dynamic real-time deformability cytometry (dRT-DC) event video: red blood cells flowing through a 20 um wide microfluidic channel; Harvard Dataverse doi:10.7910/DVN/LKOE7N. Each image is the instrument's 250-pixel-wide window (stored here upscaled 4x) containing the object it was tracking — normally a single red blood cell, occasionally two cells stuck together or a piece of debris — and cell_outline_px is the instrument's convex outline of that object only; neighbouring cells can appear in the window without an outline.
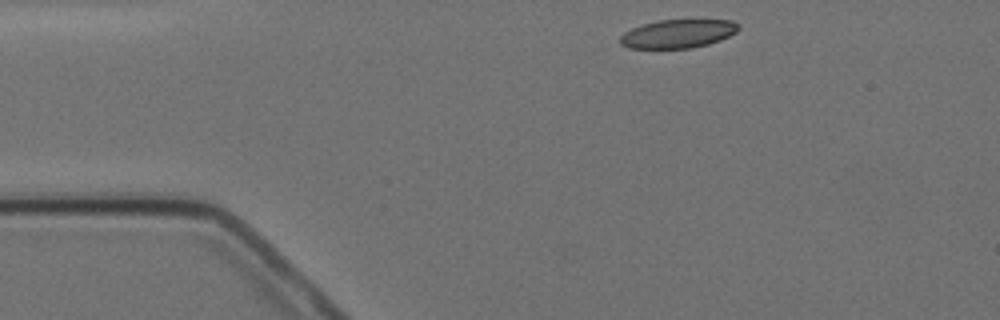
{"species": "Egyptian fruit bat (a non-hibernating species)", "species_latin": "Rousettus aegyptiacus", "temperature_condition": "cold", "stored_images_in_passage": 2, "camera_frame_rate_fps": 3000, "um_per_image_px": 0.085, "animal": {"sex": "female"}, "frame": {"image": 1, "passage_image": 1, "time_ms": 0.0, "image_size_px": [1000, 320], "cell_outline_px": [[740, 28], [736, 32], [720, 40], [708, 44], [692, 48], [628, 48], [620, 44], [620, 36], [624, 32], [632, 28], [644, 24], [660, 20], [732, 20], [740, 24]], "centroid_in_image_um": [57.63, 2.87], "position_along_channel_um": 27.4, "area_um2": 19.65}}